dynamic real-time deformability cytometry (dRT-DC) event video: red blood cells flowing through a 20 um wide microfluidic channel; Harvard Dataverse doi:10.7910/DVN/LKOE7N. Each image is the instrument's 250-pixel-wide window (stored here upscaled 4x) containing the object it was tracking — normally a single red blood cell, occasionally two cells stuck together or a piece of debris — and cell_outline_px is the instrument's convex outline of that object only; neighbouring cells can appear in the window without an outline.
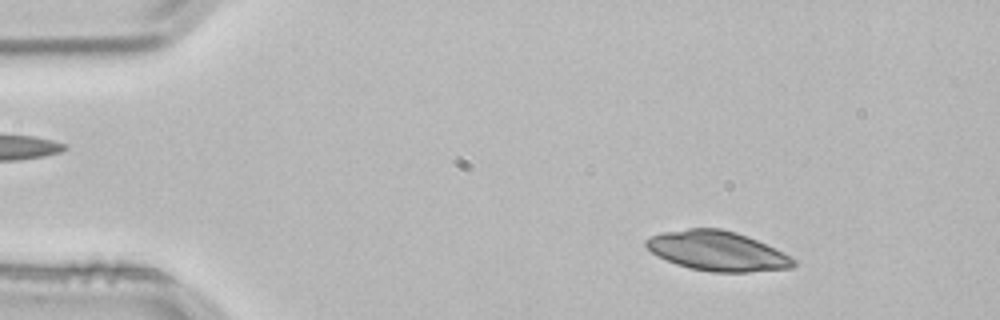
{"species": "common noctule bat (a hibernating species)", "species_latin": "Nyctalus noctula", "temperature_condition": "room temperature", "stored_images_in_passage": 3, "camera_frame_rate_fps": 3000, "um_per_image_px": 0.085, "animal": {"sex": "male", "body_mass_g": 21.5, "forearm_length_mm": 52.0}, "frame": {"image": 1, "passage_image": 1, "time_ms": 0.0, "image_size_px": [1000, 320], "cell_outline_px": [[796, 264], [792, 268], [748, 272], [712, 272], [688, 268], [676, 264], [652, 252], [644, 244], [644, 240], [652, 236], [664, 232], [688, 228], [720, 228], [736, 232], [748, 236], [796, 260]], "centroid_in_image_um": [60.95, 21.34], "position_along_channel_um": 24.0, "area_um2": 33.7}}